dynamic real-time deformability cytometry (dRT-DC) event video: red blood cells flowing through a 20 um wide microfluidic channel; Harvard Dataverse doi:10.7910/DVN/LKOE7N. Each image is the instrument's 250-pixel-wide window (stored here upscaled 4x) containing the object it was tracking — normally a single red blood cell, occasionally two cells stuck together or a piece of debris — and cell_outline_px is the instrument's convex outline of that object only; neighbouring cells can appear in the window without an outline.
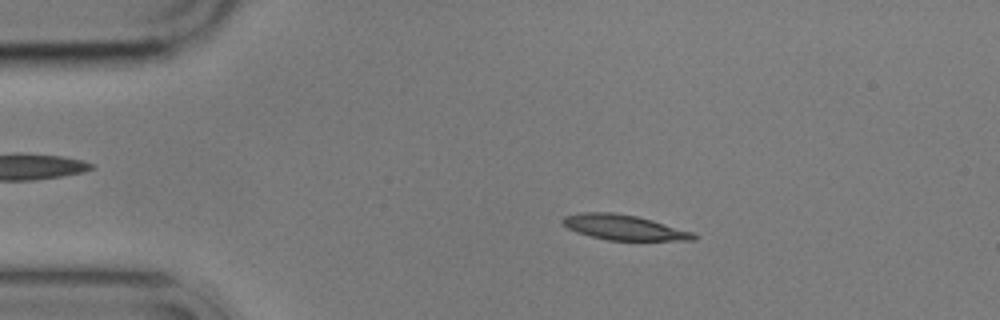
{"species": "common noctule bat (a hibernating species)", "species_latin": "Nyctalus noctula", "temperature_condition": "cold", "stored_images_in_passage": 4, "camera_frame_rate_fps": 3000, "um_per_image_px": 0.085, "animal": {"sex": "male", "body_mass_g": 17.9}, "frame": {"image": 1, "passage_image": 1, "time_ms": 0.0, "image_size_px": [1000, 320], "cell_outline_px": [[696, 240], [608, 240], [576, 232], [568, 228], [560, 220], [564, 216], [580, 212], [612, 212], [636, 216], [652, 220], [692, 232], [696, 236]], "centroid_in_image_um": [52.99, 19.32], "position_along_channel_um": 32.0, "area_um2": 18.96}}
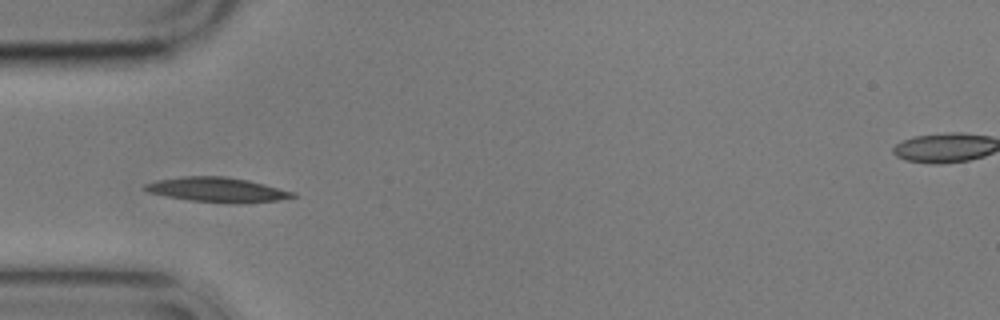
{"frame": {"image": 2, "passage_image": 3, "time_ms": 2.333, "image_size_px": [1000, 320], "cell_outline_px": [[296, 196], [280, 200], [192, 200], [168, 196], [148, 192], [140, 188], [144, 184], [156, 180], [184, 176], [224, 176], [248, 180], [296, 192]], "centroid_in_image_um": [18.36, 16.06], "position_along_channel_um": 66.6, "area_um2": 20.0}}
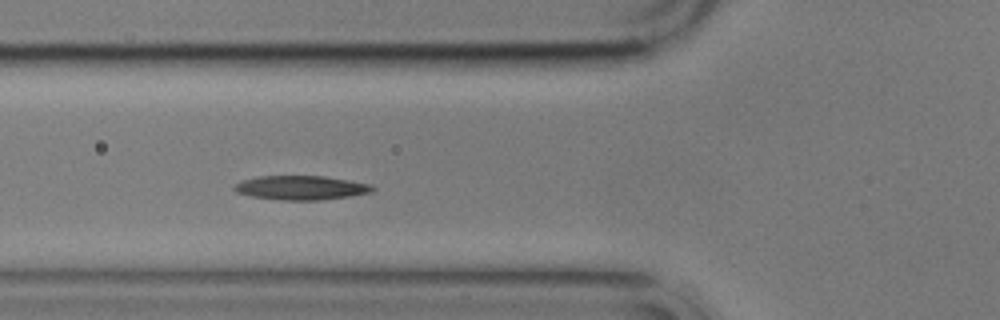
{"frame": {"image": 3, "passage_image": 4, "time_ms": 3.333, "image_size_px": [1000, 320], "cell_outline_px": [[376, 188], [372, 192], [352, 196], [320, 200], [284, 200], [252, 196], [236, 192], [232, 188], [240, 180], [260, 176], [324, 176], [372, 184]], "centroid_in_image_um": [25.62, 15.95], "position_along_channel_um": 100.2, "area_um2": 19.48}}